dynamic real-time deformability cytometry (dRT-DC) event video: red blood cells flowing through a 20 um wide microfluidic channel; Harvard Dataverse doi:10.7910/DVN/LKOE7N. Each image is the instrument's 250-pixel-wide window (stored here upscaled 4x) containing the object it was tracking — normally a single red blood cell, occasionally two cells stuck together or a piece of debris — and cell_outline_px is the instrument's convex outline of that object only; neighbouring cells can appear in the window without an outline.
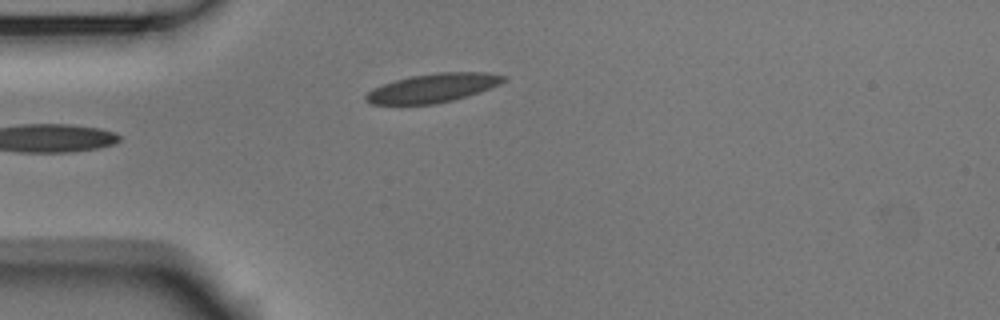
{"species": "Egyptian fruit bat (a non-hibernating species)", "species_latin": "Rousettus aegyptiacus", "temperature_condition": "room temperature", "stored_images_in_passage": 3, "camera_frame_rate_fps": 3000, "um_per_image_px": 0.085, "animal": {"sex": "male"}, "frame": {"image": 1, "passage_image": 2, "time_ms": 0.333, "image_size_px": [1000, 320], "cell_outline_px": [[508, 80], [500, 84], [480, 92], [452, 100], [436, 104], [372, 104], [364, 100], [364, 96], [372, 88], [396, 80], [412, 76], [440, 72], [488, 72], [508, 76]], "centroid_in_image_um": [36.84, 7.47], "position_along_channel_um": 48.2, "area_um2": 23.12}}